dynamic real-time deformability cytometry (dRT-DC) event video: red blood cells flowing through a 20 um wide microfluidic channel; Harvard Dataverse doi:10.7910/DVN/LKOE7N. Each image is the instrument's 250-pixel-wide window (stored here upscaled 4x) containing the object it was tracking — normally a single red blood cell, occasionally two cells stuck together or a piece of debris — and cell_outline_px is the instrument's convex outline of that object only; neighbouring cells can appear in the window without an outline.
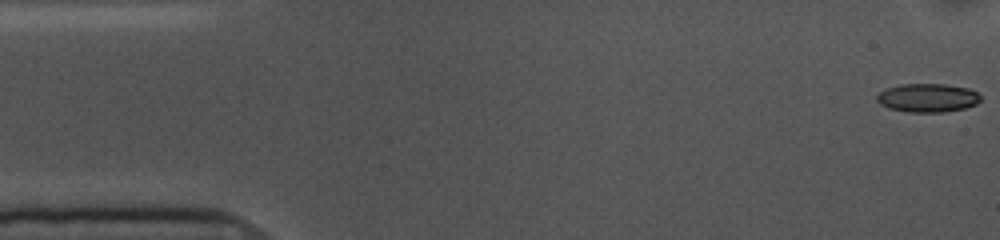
{"species": "common noctule bat (a hibernating species)", "species_latin": "Nyctalus noctula", "temperature_condition": "cold", "stored_images_in_passage": 54, "camera_frame_rate_fps": 3000, "um_per_image_px": 0.085, "animal": {"sex": "female", "body_mass_g": 10.0, "forearm_length_mm": 53.1}, "frame": {"image": 1, "passage_image": 1, "time_ms": 0.0, "image_size_px": [1000, 240], "cell_outline_px": [[980, 100], [976, 104], [964, 108], [944, 112], [908, 112], [888, 108], [880, 104], [876, 100], [876, 96], [880, 92], [888, 88], [900, 84], [944, 84], [968, 88], [976, 92], [980, 96]], "centroid_in_image_um": [78.83, 8.32], "position_along_channel_um": 6.2, "area_um2": 17.22}}
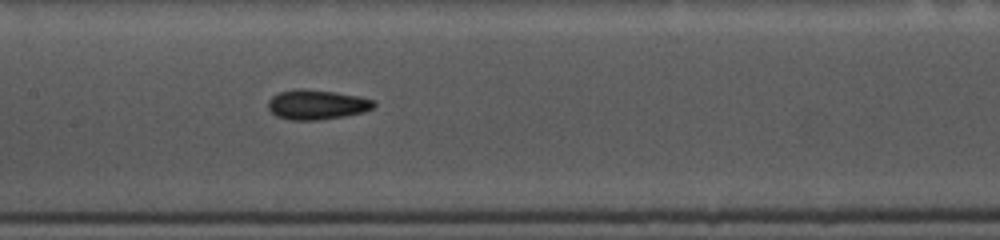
{"frame": {"image": 2, "passage_image": 25, "time_ms": 8.0, "image_size_px": [1000, 240], "cell_outline_px": [[376, 104], [372, 108], [364, 112], [344, 116], [316, 120], [292, 120], [276, 116], [268, 108], [268, 100], [272, 96], [280, 92], [296, 88], [300, 88], [336, 92], [376, 100]], "centroid_in_image_um": [26.92, 8.89], "position_along_channel_um": 180.5, "area_um2": 18.32}}
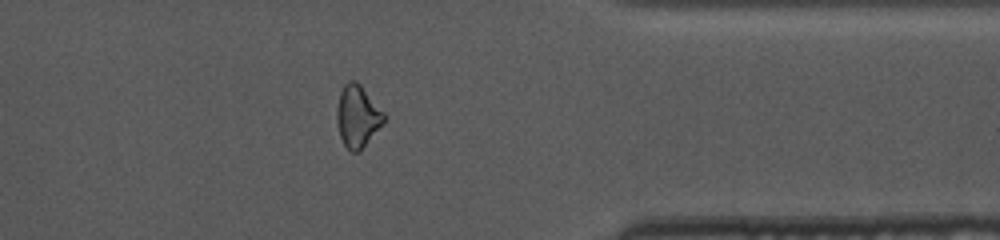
{"frame": {"image": 3, "passage_image": 43, "time_ms": 14.0, "image_size_px": [1000, 240], "cell_outline_px": [[384, 124], [360, 152], [348, 152], [340, 136], [336, 120], [336, 108], [340, 92], [344, 84], [348, 80], [356, 80], [360, 84], [384, 112]], "centroid_in_image_um": [30.38, 9.91], "position_along_channel_um": 381.0, "area_um2": 17.34}, "authors_computed_cell_mechanics": {"area_um2": 17.5712, "velocity_mm_per_s": 3.6099, "shape_relaxation_time_tau1_ms": 3.7605, "shape_relaxation_time_tau2_ms": 4.7918, "deformation_change_tau1": 0.1008, "deformation_change_tau2": 0.1068}}